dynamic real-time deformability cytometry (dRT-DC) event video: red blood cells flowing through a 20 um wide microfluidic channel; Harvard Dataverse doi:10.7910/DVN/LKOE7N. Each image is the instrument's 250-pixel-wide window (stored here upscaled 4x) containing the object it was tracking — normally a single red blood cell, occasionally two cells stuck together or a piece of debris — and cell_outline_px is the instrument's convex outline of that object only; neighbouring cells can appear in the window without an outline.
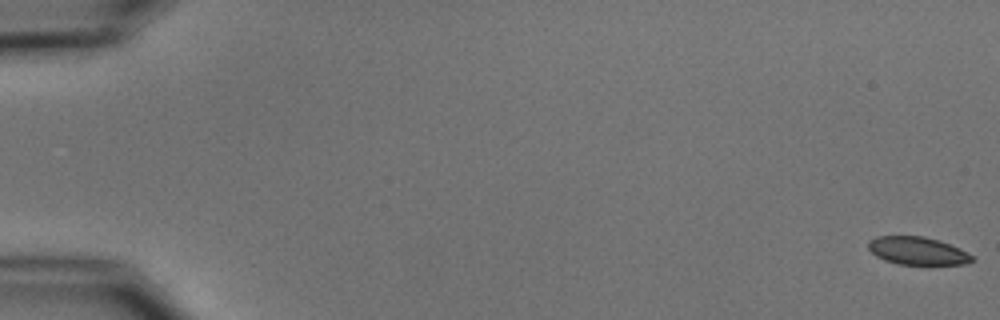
{"species": "common noctule bat (a hibernating species)", "species_latin": "Nyctalus noctula", "temperature_condition": "cold", "stored_images_in_passage": 27, "camera_frame_rate_fps": 3000, "um_per_image_px": 0.085, "animal": {"sex": "male", "body_mass_g": 15.6}, "frame": {"image": 1, "passage_image": 1, "time_ms": 0.0, "image_size_px": [1000, 320], "cell_outline_px": [[976, 260], [964, 264], [928, 268], [896, 264], [884, 260], [876, 256], [868, 248], [868, 240], [876, 236], [924, 236], [940, 240], [960, 248], [972, 256]], "centroid_in_image_um": [78.03, 21.38], "position_along_channel_um": 7.0, "area_um2": 17.92}}
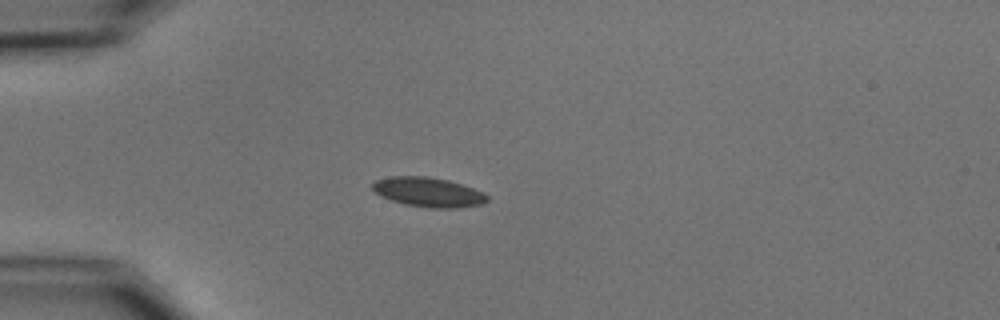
{"frame": {"image": 2, "passage_image": 16, "time_ms": 5.0, "image_size_px": [1000, 320], "cell_outline_px": [[488, 200], [484, 204], [456, 208], [432, 208], [404, 204], [380, 196], [372, 188], [372, 184], [376, 180], [388, 176], [428, 176], [448, 180], [484, 192], [488, 196]], "centroid_in_image_um": [36.41, 16.33], "position_along_channel_um": 48.6, "area_um2": 19.77}}